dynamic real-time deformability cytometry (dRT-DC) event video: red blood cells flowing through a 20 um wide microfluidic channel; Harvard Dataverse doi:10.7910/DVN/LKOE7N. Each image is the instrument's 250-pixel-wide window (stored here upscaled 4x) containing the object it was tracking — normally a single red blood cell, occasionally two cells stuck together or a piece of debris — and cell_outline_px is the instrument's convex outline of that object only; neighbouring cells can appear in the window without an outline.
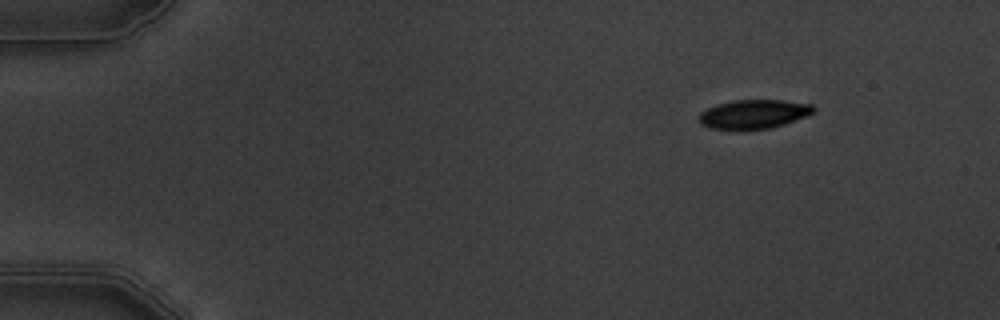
{"species": "common noctule bat (a hibernating species)", "species_latin": "Nyctalus noctula", "temperature_condition": "warm", "stored_images_in_passage": 5, "camera_frame_rate_fps": 3000, "um_per_image_px": 0.085, "animal": {"sex": "male", "body_mass_g": 19.5, "forearm_length_mm": 54.6}, "frame": {"image": 1, "passage_image": 1, "time_ms": 0.0, "image_size_px": [1000, 320], "cell_outline_px": [[816, 108], [812, 112], [804, 116], [784, 124], [768, 128], [712, 128], [700, 124], [700, 112], [716, 104], [732, 100], [784, 100], [812, 104]], "centroid_in_image_um": [64.07, 9.66], "position_along_channel_um": 20.9, "area_um2": 18.84}}
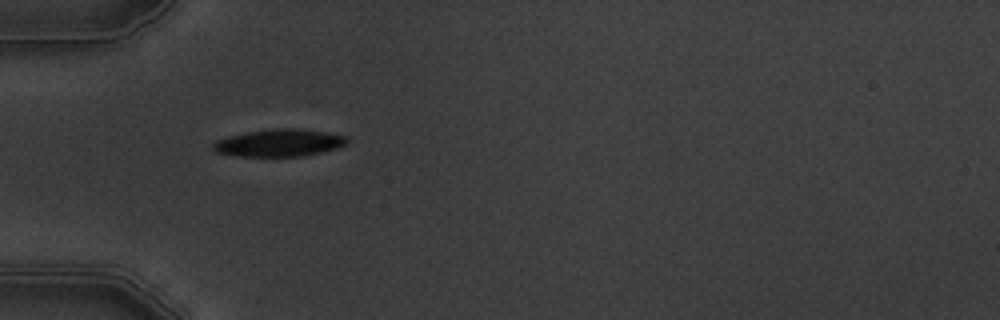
{"frame": {"image": 2, "passage_image": 4, "time_ms": 3.667, "image_size_px": [1000, 320], "cell_outline_px": [[348, 140], [344, 144], [336, 148], [324, 152], [304, 156], [236, 156], [216, 152], [212, 148], [212, 144], [216, 140], [228, 136], [248, 132], [276, 128], [300, 128], [328, 132], [348, 136]], "centroid_in_image_um": [23.75, 12.14], "position_along_channel_um": 61.3, "area_um2": 21.44}}